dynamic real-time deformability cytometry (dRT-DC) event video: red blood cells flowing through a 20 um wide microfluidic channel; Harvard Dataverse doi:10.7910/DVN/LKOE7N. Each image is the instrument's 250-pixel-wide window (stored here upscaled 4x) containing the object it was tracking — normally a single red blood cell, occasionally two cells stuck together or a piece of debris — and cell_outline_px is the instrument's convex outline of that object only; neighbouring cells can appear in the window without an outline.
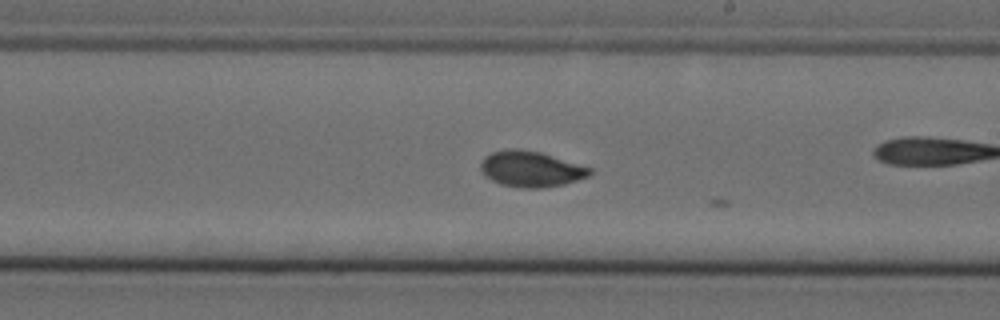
{"species": "Egyptian fruit bat (a non-hibernating species)", "species_latin": "Rousettus aegyptiacus", "temperature_condition": "cold", "stored_images_in_passage": 23, "camera_frame_rate_fps": 3000, "um_per_image_px": 0.085, "animal": {"sex": "female"}, "frame": {"image": 1, "passage_image": 22, "time_ms": 7.0, "image_size_px": [1000, 320], "cell_outline_px": [[592, 172], [588, 176], [564, 184], [540, 188], [520, 188], [500, 184], [484, 176], [480, 168], [480, 164], [484, 156], [492, 152], [508, 148], [520, 148], [540, 152], [592, 168]], "centroid_in_image_um": [45.08, 14.36], "position_along_channel_um": 243.9, "area_um2": 22.83}}